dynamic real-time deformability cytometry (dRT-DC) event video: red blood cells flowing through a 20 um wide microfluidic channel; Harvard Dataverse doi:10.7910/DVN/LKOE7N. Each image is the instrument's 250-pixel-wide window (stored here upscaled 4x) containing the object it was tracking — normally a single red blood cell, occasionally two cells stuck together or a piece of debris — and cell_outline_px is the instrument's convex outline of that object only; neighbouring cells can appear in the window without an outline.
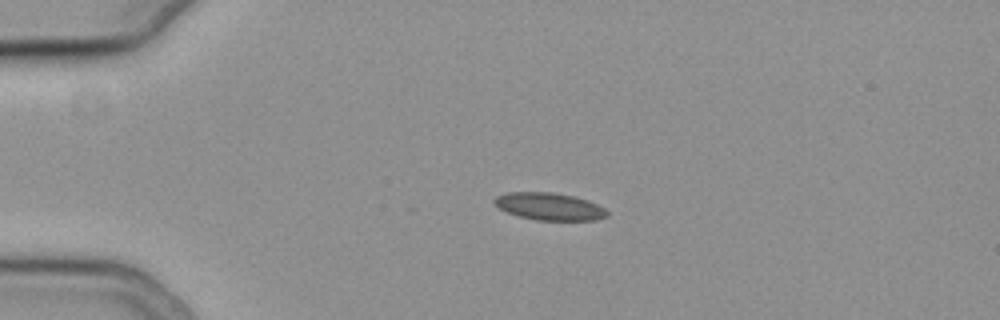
{"species": "common noctule bat (a hibernating species)", "species_latin": "Nyctalus noctula", "temperature_condition": "cold", "stored_images_in_passage": 43, "camera_frame_rate_fps": 3000, "um_per_image_px": 0.085, "animal": {"sex": "female", "body_mass_g": 19.3, "forearm_length_mm": 54.1}, "frame": {"image": 1, "passage_image": 1, "time_ms": 0.0, "image_size_px": [1000, 320], "cell_outline_px": [[608, 216], [596, 220], [536, 220], [520, 216], [508, 212], [500, 208], [492, 200], [496, 196], [508, 192], [552, 192], [572, 196], [588, 200], [604, 208], [608, 212]], "centroid_in_image_um": [46.71, 17.54], "position_along_channel_um": 38.3, "area_um2": 17.8}}
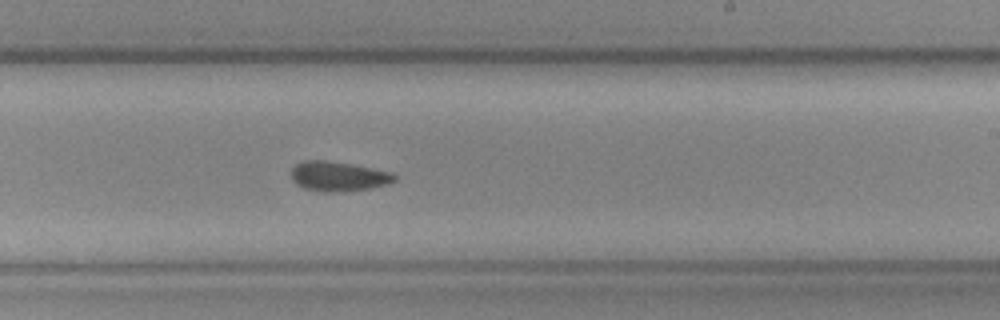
{"frame": {"image": 2, "passage_image": 22, "time_ms": 7.0, "image_size_px": [1000, 320], "cell_outline_px": [[396, 180], [388, 184], [372, 188], [344, 192], [324, 192], [304, 188], [296, 184], [292, 180], [292, 168], [296, 164], [304, 160], [324, 160], [352, 164], [392, 172], [396, 176]], "centroid_in_image_um": [28.77, 14.99], "position_along_channel_um": 260.2, "area_um2": 18.03}}
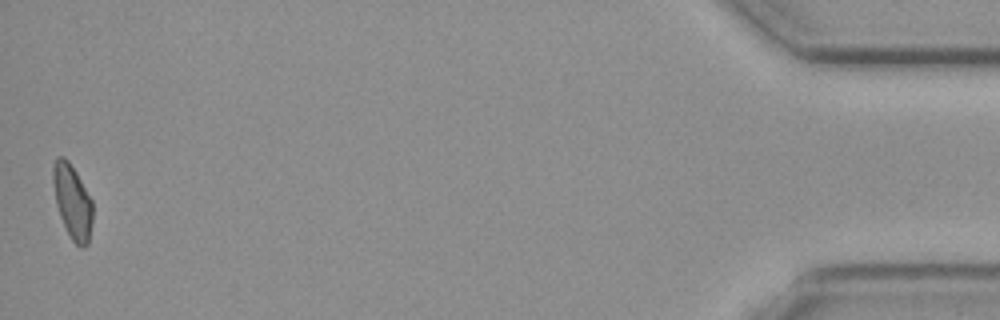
{"frame": {"image": 3, "passage_image": 43, "time_ms": 14.0, "image_size_px": [1000, 320], "cell_outline_px": [[92, 220], [88, 244], [84, 248], [80, 248], [72, 240], [60, 216], [56, 204], [52, 180], [52, 164], [56, 156], [64, 156], [68, 160], [76, 172], [92, 200]], "centroid_in_image_um": [6.14, 17.11], "position_along_channel_um": 429.1, "area_um2": 17.17}, "authors_computed_cell_mechanics": {"area_um2": 17.5712, "velocity_mm_per_s": 3.7594, "shape_relaxation_time_tau1_ms": 6.8592, "shape_relaxation_time_tau2_ms": 8.6015, "deformation_change_tau1": 0.1197, "deformation_change_tau2": 0.1646}}